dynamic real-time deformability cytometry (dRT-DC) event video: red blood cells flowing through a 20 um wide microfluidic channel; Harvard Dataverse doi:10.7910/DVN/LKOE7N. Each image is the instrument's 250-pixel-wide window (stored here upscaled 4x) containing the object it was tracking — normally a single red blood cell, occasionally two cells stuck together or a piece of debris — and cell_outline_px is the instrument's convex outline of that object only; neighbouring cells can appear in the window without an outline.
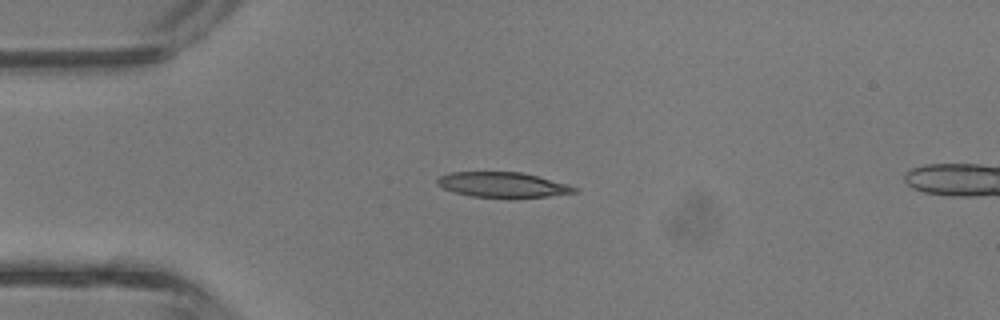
{"species": "common noctule bat (a hibernating species)", "species_latin": "Nyctalus noctula", "temperature_condition": "room temperature", "stored_images_in_passage": 3, "camera_frame_rate_fps": 3000, "um_per_image_px": 0.085, "animal": {"sex": "male", "body_mass_g": 13.3}, "frame": {"image": 1, "passage_image": 2, "time_ms": 0.333, "image_size_px": [1000, 320], "cell_outline_px": [[580, 188], [576, 192], [548, 196], [512, 200], [472, 196], [452, 192], [436, 184], [436, 180], [440, 176], [452, 172], [520, 172], [568, 184]], "centroid_in_image_um": [42.74, 15.74], "position_along_channel_um": 42.3, "area_um2": 20.63}}